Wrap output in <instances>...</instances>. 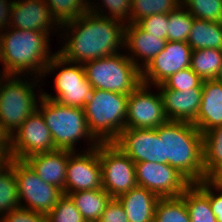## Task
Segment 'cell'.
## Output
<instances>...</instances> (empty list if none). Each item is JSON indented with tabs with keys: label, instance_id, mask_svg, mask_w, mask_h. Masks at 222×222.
Instances as JSON below:
<instances>
[{
	"label": "cell",
	"instance_id": "6da1fadb",
	"mask_svg": "<svg viewBox=\"0 0 222 222\" xmlns=\"http://www.w3.org/2000/svg\"><path fill=\"white\" fill-rule=\"evenodd\" d=\"M125 26L87 11L61 25L58 36L64 43L57 54L67 61L84 64L120 53L124 49Z\"/></svg>",
	"mask_w": 222,
	"mask_h": 222
},
{
	"label": "cell",
	"instance_id": "7a4b0ae2",
	"mask_svg": "<svg viewBox=\"0 0 222 222\" xmlns=\"http://www.w3.org/2000/svg\"><path fill=\"white\" fill-rule=\"evenodd\" d=\"M52 33L7 28L0 32L1 68L8 76L42 77L50 59Z\"/></svg>",
	"mask_w": 222,
	"mask_h": 222
},
{
	"label": "cell",
	"instance_id": "3957f363",
	"mask_svg": "<svg viewBox=\"0 0 222 222\" xmlns=\"http://www.w3.org/2000/svg\"><path fill=\"white\" fill-rule=\"evenodd\" d=\"M162 140L163 164H169L190 183L205 180L203 169V136L189 122L168 120L158 127Z\"/></svg>",
	"mask_w": 222,
	"mask_h": 222
},
{
	"label": "cell",
	"instance_id": "277c9868",
	"mask_svg": "<svg viewBox=\"0 0 222 222\" xmlns=\"http://www.w3.org/2000/svg\"><path fill=\"white\" fill-rule=\"evenodd\" d=\"M38 103L37 110L42 114L57 149L87 151L100 144L88 128L83 108L66 106L45 96H41ZM81 140L87 146L77 150Z\"/></svg>",
	"mask_w": 222,
	"mask_h": 222
},
{
	"label": "cell",
	"instance_id": "5b68a950",
	"mask_svg": "<svg viewBox=\"0 0 222 222\" xmlns=\"http://www.w3.org/2000/svg\"><path fill=\"white\" fill-rule=\"evenodd\" d=\"M41 81L42 79L31 76L29 79V76L7 75L1 82L0 124L10 137L37 110L43 90L40 89V85H43ZM37 87L40 90H37Z\"/></svg>",
	"mask_w": 222,
	"mask_h": 222
},
{
	"label": "cell",
	"instance_id": "8992f818",
	"mask_svg": "<svg viewBox=\"0 0 222 222\" xmlns=\"http://www.w3.org/2000/svg\"><path fill=\"white\" fill-rule=\"evenodd\" d=\"M129 95L93 89L84 109L88 128L99 143H113L125 129Z\"/></svg>",
	"mask_w": 222,
	"mask_h": 222
},
{
	"label": "cell",
	"instance_id": "52a82bcc",
	"mask_svg": "<svg viewBox=\"0 0 222 222\" xmlns=\"http://www.w3.org/2000/svg\"><path fill=\"white\" fill-rule=\"evenodd\" d=\"M123 52L83 64L93 89L130 95L142 84L141 70Z\"/></svg>",
	"mask_w": 222,
	"mask_h": 222
},
{
	"label": "cell",
	"instance_id": "ba28073f",
	"mask_svg": "<svg viewBox=\"0 0 222 222\" xmlns=\"http://www.w3.org/2000/svg\"><path fill=\"white\" fill-rule=\"evenodd\" d=\"M51 73L55 75V95L42 90V96L66 106L84 108L93 87L86 79L83 64L67 61L56 53L45 67L41 79H45Z\"/></svg>",
	"mask_w": 222,
	"mask_h": 222
},
{
	"label": "cell",
	"instance_id": "9c48e42d",
	"mask_svg": "<svg viewBox=\"0 0 222 222\" xmlns=\"http://www.w3.org/2000/svg\"><path fill=\"white\" fill-rule=\"evenodd\" d=\"M8 163L17 179L20 207L48 214L64 195L63 191L40 179L25 160L12 158Z\"/></svg>",
	"mask_w": 222,
	"mask_h": 222
},
{
	"label": "cell",
	"instance_id": "30bf717a",
	"mask_svg": "<svg viewBox=\"0 0 222 222\" xmlns=\"http://www.w3.org/2000/svg\"><path fill=\"white\" fill-rule=\"evenodd\" d=\"M103 189L117 198L137 186L135 162L113 143L99 144Z\"/></svg>",
	"mask_w": 222,
	"mask_h": 222
},
{
	"label": "cell",
	"instance_id": "8fae6325",
	"mask_svg": "<svg viewBox=\"0 0 222 222\" xmlns=\"http://www.w3.org/2000/svg\"><path fill=\"white\" fill-rule=\"evenodd\" d=\"M142 83L128 96L125 128L155 129L168 121L159 89Z\"/></svg>",
	"mask_w": 222,
	"mask_h": 222
},
{
	"label": "cell",
	"instance_id": "7c38bea8",
	"mask_svg": "<svg viewBox=\"0 0 222 222\" xmlns=\"http://www.w3.org/2000/svg\"><path fill=\"white\" fill-rule=\"evenodd\" d=\"M136 182L159 198L178 197L191 184L169 164L155 162L135 163Z\"/></svg>",
	"mask_w": 222,
	"mask_h": 222
},
{
	"label": "cell",
	"instance_id": "4fadbf2b",
	"mask_svg": "<svg viewBox=\"0 0 222 222\" xmlns=\"http://www.w3.org/2000/svg\"><path fill=\"white\" fill-rule=\"evenodd\" d=\"M56 149L50 130L38 110H35L11 136L12 158L18 160Z\"/></svg>",
	"mask_w": 222,
	"mask_h": 222
},
{
	"label": "cell",
	"instance_id": "5bb4252c",
	"mask_svg": "<svg viewBox=\"0 0 222 222\" xmlns=\"http://www.w3.org/2000/svg\"><path fill=\"white\" fill-rule=\"evenodd\" d=\"M192 51L187 42L167 41L165 48L141 71L142 83L158 86L174 73L189 68Z\"/></svg>",
	"mask_w": 222,
	"mask_h": 222
},
{
	"label": "cell",
	"instance_id": "9a60e30c",
	"mask_svg": "<svg viewBox=\"0 0 222 222\" xmlns=\"http://www.w3.org/2000/svg\"><path fill=\"white\" fill-rule=\"evenodd\" d=\"M100 188L103 187L99 145L87 151H72L66 168L65 195Z\"/></svg>",
	"mask_w": 222,
	"mask_h": 222
},
{
	"label": "cell",
	"instance_id": "2e32d148",
	"mask_svg": "<svg viewBox=\"0 0 222 222\" xmlns=\"http://www.w3.org/2000/svg\"><path fill=\"white\" fill-rule=\"evenodd\" d=\"M135 163L155 162L163 164L162 140L155 129L125 128L113 142Z\"/></svg>",
	"mask_w": 222,
	"mask_h": 222
},
{
	"label": "cell",
	"instance_id": "e0dca14e",
	"mask_svg": "<svg viewBox=\"0 0 222 222\" xmlns=\"http://www.w3.org/2000/svg\"><path fill=\"white\" fill-rule=\"evenodd\" d=\"M10 27L58 34L61 25L53 17L45 0H14Z\"/></svg>",
	"mask_w": 222,
	"mask_h": 222
},
{
	"label": "cell",
	"instance_id": "ac0fdd59",
	"mask_svg": "<svg viewBox=\"0 0 222 222\" xmlns=\"http://www.w3.org/2000/svg\"><path fill=\"white\" fill-rule=\"evenodd\" d=\"M166 43L167 40L150 35L135 23L125 26V53L141 71L165 48Z\"/></svg>",
	"mask_w": 222,
	"mask_h": 222
},
{
	"label": "cell",
	"instance_id": "d6986e66",
	"mask_svg": "<svg viewBox=\"0 0 222 222\" xmlns=\"http://www.w3.org/2000/svg\"><path fill=\"white\" fill-rule=\"evenodd\" d=\"M159 89L164 111L168 120L193 123L197 118L202 99V88L176 91L166 89L162 84Z\"/></svg>",
	"mask_w": 222,
	"mask_h": 222
},
{
	"label": "cell",
	"instance_id": "ffe728a7",
	"mask_svg": "<svg viewBox=\"0 0 222 222\" xmlns=\"http://www.w3.org/2000/svg\"><path fill=\"white\" fill-rule=\"evenodd\" d=\"M71 150L56 149L24 159L45 183L56 186L65 194L66 168Z\"/></svg>",
	"mask_w": 222,
	"mask_h": 222
},
{
	"label": "cell",
	"instance_id": "44dd1931",
	"mask_svg": "<svg viewBox=\"0 0 222 222\" xmlns=\"http://www.w3.org/2000/svg\"><path fill=\"white\" fill-rule=\"evenodd\" d=\"M193 124L202 134L222 126V83L203 80L201 104Z\"/></svg>",
	"mask_w": 222,
	"mask_h": 222
},
{
	"label": "cell",
	"instance_id": "7402d4cb",
	"mask_svg": "<svg viewBox=\"0 0 222 222\" xmlns=\"http://www.w3.org/2000/svg\"><path fill=\"white\" fill-rule=\"evenodd\" d=\"M124 208L128 222H153L159 197L144 187L136 186L116 198Z\"/></svg>",
	"mask_w": 222,
	"mask_h": 222
},
{
	"label": "cell",
	"instance_id": "603a6c76",
	"mask_svg": "<svg viewBox=\"0 0 222 222\" xmlns=\"http://www.w3.org/2000/svg\"><path fill=\"white\" fill-rule=\"evenodd\" d=\"M180 196L186 203L191 222H217L209 202V185L204 180L191 183Z\"/></svg>",
	"mask_w": 222,
	"mask_h": 222
},
{
	"label": "cell",
	"instance_id": "cb8c5ba5",
	"mask_svg": "<svg viewBox=\"0 0 222 222\" xmlns=\"http://www.w3.org/2000/svg\"><path fill=\"white\" fill-rule=\"evenodd\" d=\"M86 222H98L112 197L103 189L82 190L68 194Z\"/></svg>",
	"mask_w": 222,
	"mask_h": 222
},
{
	"label": "cell",
	"instance_id": "d4e9b609",
	"mask_svg": "<svg viewBox=\"0 0 222 222\" xmlns=\"http://www.w3.org/2000/svg\"><path fill=\"white\" fill-rule=\"evenodd\" d=\"M187 43L192 50L204 48L222 49V22L195 18Z\"/></svg>",
	"mask_w": 222,
	"mask_h": 222
},
{
	"label": "cell",
	"instance_id": "484cf974",
	"mask_svg": "<svg viewBox=\"0 0 222 222\" xmlns=\"http://www.w3.org/2000/svg\"><path fill=\"white\" fill-rule=\"evenodd\" d=\"M222 66V49L193 50L190 68L202 79H215Z\"/></svg>",
	"mask_w": 222,
	"mask_h": 222
},
{
	"label": "cell",
	"instance_id": "4316f807",
	"mask_svg": "<svg viewBox=\"0 0 222 222\" xmlns=\"http://www.w3.org/2000/svg\"><path fill=\"white\" fill-rule=\"evenodd\" d=\"M18 208L20 201L14 169L8 162H4L0 166V217Z\"/></svg>",
	"mask_w": 222,
	"mask_h": 222
},
{
	"label": "cell",
	"instance_id": "83f0119b",
	"mask_svg": "<svg viewBox=\"0 0 222 222\" xmlns=\"http://www.w3.org/2000/svg\"><path fill=\"white\" fill-rule=\"evenodd\" d=\"M153 222H191L188 208L181 196L159 198Z\"/></svg>",
	"mask_w": 222,
	"mask_h": 222
},
{
	"label": "cell",
	"instance_id": "f1b7e54d",
	"mask_svg": "<svg viewBox=\"0 0 222 222\" xmlns=\"http://www.w3.org/2000/svg\"><path fill=\"white\" fill-rule=\"evenodd\" d=\"M203 136V169L206 176L212 169L222 165V126L215 127Z\"/></svg>",
	"mask_w": 222,
	"mask_h": 222
},
{
	"label": "cell",
	"instance_id": "f546056e",
	"mask_svg": "<svg viewBox=\"0 0 222 222\" xmlns=\"http://www.w3.org/2000/svg\"><path fill=\"white\" fill-rule=\"evenodd\" d=\"M92 1V2H91ZM89 0V11L113 20H118L125 25L131 23L132 0ZM97 3V4H96Z\"/></svg>",
	"mask_w": 222,
	"mask_h": 222
},
{
	"label": "cell",
	"instance_id": "4dcf8cb0",
	"mask_svg": "<svg viewBox=\"0 0 222 222\" xmlns=\"http://www.w3.org/2000/svg\"><path fill=\"white\" fill-rule=\"evenodd\" d=\"M180 5V0H132L131 23L154 14H169Z\"/></svg>",
	"mask_w": 222,
	"mask_h": 222
},
{
	"label": "cell",
	"instance_id": "1f68e13d",
	"mask_svg": "<svg viewBox=\"0 0 222 222\" xmlns=\"http://www.w3.org/2000/svg\"><path fill=\"white\" fill-rule=\"evenodd\" d=\"M45 2L60 25L89 11V0H45Z\"/></svg>",
	"mask_w": 222,
	"mask_h": 222
},
{
	"label": "cell",
	"instance_id": "d6a6232c",
	"mask_svg": "<svg viewBox=\"0 0 222 222\" xmlns=\"http://www.w3.org/2000/svg\"><path fill=\"white\" fill-rule=\"evenodd\" d=\"M194 19L182 5L170 12L168 14L167 41L187 42Z\"/></svg>",
	"mask_w": 222,
	"mask_h": 222
},
{
	"label": "cell",
	"instance_id": "836d02e7",
	"mask_svg": "<svg viewBox=\"0 0 222 222\" xmlns=\"http://www.w3.org/2000/svg\"><path fill=\"white\" fill-rule=\"evenodd\" d=\"M181 5L194 18L222 22V0H182Z\"/></svg>",
	"mask_w": 222,
	"mask_h": 222
},
{
	"label": "cell",
	"instance_id": "e575fe53",
	"mask_svg": "<svg viewBox=\"0 0 222 222\" xmlns=\"http://www.w3.org/2000/svg\"><path fill=\"white\" fill-rule=\"evenodd\" d=\"M48 222H86L68 195H63L46 214Z\"/></svg>",
	"mask_w": 222,
	"mask_h": 222
},
{
	"label": "cell",
	"instance_id": "d590c367",
	"mask_svg": "<svg viewBox=\"0 0 222 222\" xmlns=\"http://www.w3.org/2000/svg\"><path fill=\"white\" fill-rule=\"evenodd\" d=\"M202 83L203 80L189 67L174 73L162 85L166 89L183 92L192 88H202Z\"/></svg>",
	"mask_w": 222,
	"mask_h": 222
},
{
	"label": "cell",
	"instance_id": "8d00e7d4",
	"mask_svg": "<svg viewBox=\"0 0 222 222\" xmlns=\"http://www.w3.org/2000/svg\"><path fill=\"white\" fill-rule=\"evenodd\" d=\"M135 24L150 35L167 40L168 14H154L138 20Z\"/></svg>",
	"mask_w": 222,
	"mask_h": 222
},
{
	"label": "cell",
	"instance_id": "74e56055",
	"mask_svg": "<svg viewBox=\"0 0 222 222\" xmlns=\"http://www.w3.org/2000/svg\"><path fill=\"white\" fill-rule=\"evenodd\" d=\"M0 222H48L46 214L18 208L7 212L0 217Z\"/></svg>",
	"mask_w": 222,
	"mask_h": 222
},
{
	"label": "cell",
	"instance_id": "f35d334b",
	"mask_svg": "<svg viewBox=\"0 0 222 222\" xmlns=\"http://www.w3.org/2000/svg\"><path fill=\"white\" fill-rule=\"evenodd\" d=\"M98 222H128V219L121 203L116 198H112Z\"/></svg>",
	"mask_w": 222,
	"mask_h": 222
},
{
	"label": "cell",
	"instance_id": "ab89813d",
	"mask_svg": "<svg viewBox=\"0 0 222 222\" xmlns=\"http://www.w3.org/2000/svg\"><path fill=\"white\" fill-rule=\"evenodd\" d=\"M0 158L4 162H8L10 159H12V154H11V137L3 129L1 124H0Z\"/></svg>",
	"mask_w": 222,
	"mask_h": 222
},
{
	"label": "cell",
	"instance_id": "60d3db41",
	"mask_svg": "<svg viewBox=\"0 0 222 222\" xmlns=\"http://www.w3.org/2000/svg\"><path fill=\"white\" fill-rule=\"evenodd\" d=\"M215 192L222 194V165L212 169L204 180Z\"/></svg>",
	"mask_w": 222,
	"mask_h": 222
},
{
	"label": "cell",
	"instance_id": "b9f144b4",
	"mask_svg": "<svg viewBox=\"0 0 222 222\" xmlns=\"http://www.w3.org/2000/svg\"><path fill=\"white\" fill-rule=\"evenodd\" d=\"M14 0H0V32L10 27L11 8Z\"/></svg>",
	"mask_w": 222,
	"mask_h": 222
},
{
	"label": "cell",
	"instance_id": "7bdbcfd3",
	"mask_svg": "<svg viewBox=\"0 0 222 222\" xmlns=\"http://www.w3.org/2000/svg\"><path fill=\"white\" fill-rule=\"evenodd\" d=\"M209 202L216 216L217 222H222V194L216 192L209 186Z\"/></svg>",
	"mask_w": 222,
	"mask_h": 222
},
{
	"label": "cell",
	"instance_id": "ee69618b",
	"mask_svg": "<svg viewBox=\"0 0 222 222\" xmlns=\"http://www.w3.org/2000/svg\"><path fill=\"white\" fill-rule=\"evenodd\" d=\"M215 80L222 83V66L220 67L219 72H218Z\"/></svg>",
	"mask_w": 222,
	"mask_h": 222
},
{
	"label": "cell",
	"instance_id": "f6af8a7d",
	"mask_svg": "<svg viewBox=\"0 0 222 222\" xmlns=\"http://www.w3.org/2000/svg\"><path fill=\"white\" fill-rule=\"evenodd\" d=\"M7 76V74L2 70V72H1V70H0V84H1V82L4 80V78Z\"/></svg>",
	"mask_w": 222,
	"mask_h": 222
},
{
	"label": "cell",
	"instance_id": "bcb514c9",
	"mask_svg": "<svg viewBox=\"0 0 222 222\" xmlns=\"http://www.w3.org/2000/svg\"><path fill=\"white\" fill-rule=\"evenodd\" d=\"M4 163V161L0 158V166Z\"/></svg>",
	"mask_w": 222,
	"mask_h": 222
}]
</instances>
